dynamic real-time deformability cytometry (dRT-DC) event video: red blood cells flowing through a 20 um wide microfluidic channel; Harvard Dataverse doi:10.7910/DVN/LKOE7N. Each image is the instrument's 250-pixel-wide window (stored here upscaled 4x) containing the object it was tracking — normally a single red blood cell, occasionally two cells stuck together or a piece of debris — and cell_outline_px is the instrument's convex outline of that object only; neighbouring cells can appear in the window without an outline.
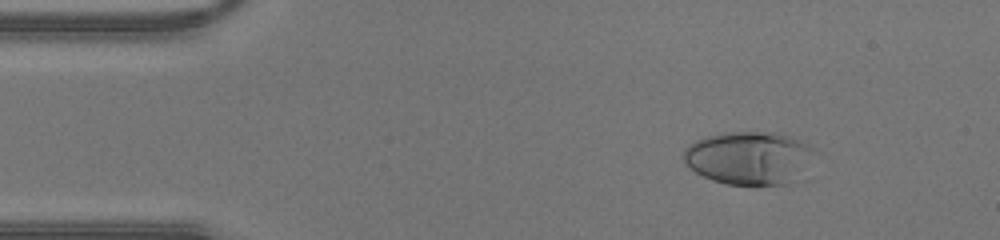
{"species": "human", "species_latin": "Homo sapiens", "temperature_condition": "warm", "stored_images_in_passage": 39, "camera_frame_rate_fps": 3000, "um_per_image_px": 0.085, "donor": {"sex": "male"}, "frame": {"image": 1, "passage_image": 2, "time_ms": 0.333, "image_size_px": [1000, 240], "cell_outline_px": [[812, 148], [788, 184], [756, 188], [728, 184], [712, 180], [696, 172], [684, 160], [684, 148], [696, 140], [708, 136], [724, 132], [772, 132], [788, 136], [808, 144]], "centroid_in_image_um": [63.52, 13.44], "position_along_channel_um": 21.5, "area_um2": 39.54}}
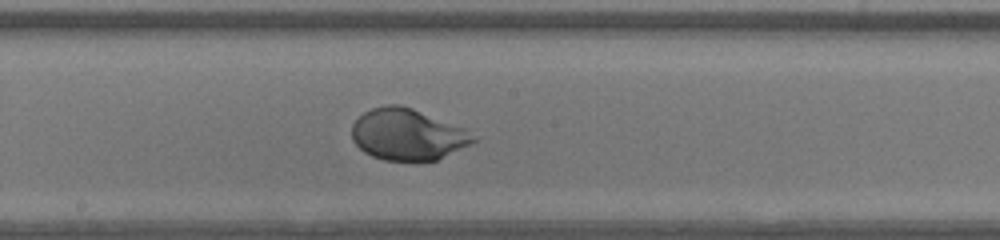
{"frame": {"image": 2, "passage_image": 19, "time_ms": 6.0, "image_size_px": [1000, 240], "cell_outline_px": [[476, 140], [436, 160], [384, 160], [372, 156], [364, 152], [352, 140], [352, 124], [364, 112], [372, 108], [388, 104], [400, 104], [412, 108], [464, 128]], "centroid_in_image_um": [34.57, 11.42], "position_along_channel_um": 213.6, "area_um2": 35.72}}
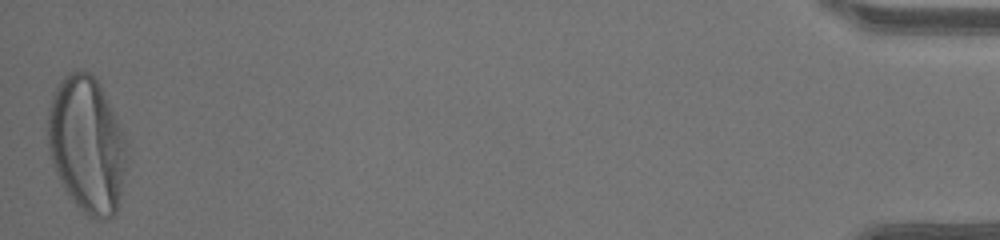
{"frame": {"image": 3, "passage_image": 39, "time_ms": 12.667, "image_size_px": [1000, 240], "cell_outline_px": [[124, 172], [120, 196], [116, 212], [112, 216], [104, 220], [96, 220], [84, 212], [76, 204], [64, 188], [60, 180], [52, 160], [48, 144], [48, 112], [52, 96], [56, 88], [64, 76], [68, 72], [92, 72], [100, 84], [124, 136]], "centroid_in_image_um": [7.36, 12.29], "position_along_channel_um": 427.8, "area_um2": 61.38}}